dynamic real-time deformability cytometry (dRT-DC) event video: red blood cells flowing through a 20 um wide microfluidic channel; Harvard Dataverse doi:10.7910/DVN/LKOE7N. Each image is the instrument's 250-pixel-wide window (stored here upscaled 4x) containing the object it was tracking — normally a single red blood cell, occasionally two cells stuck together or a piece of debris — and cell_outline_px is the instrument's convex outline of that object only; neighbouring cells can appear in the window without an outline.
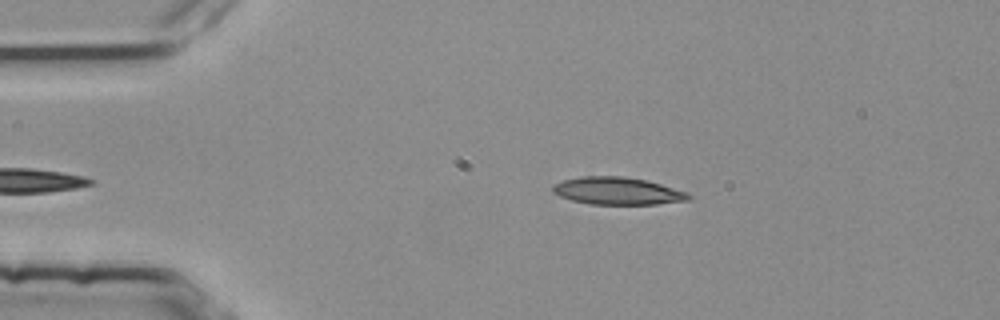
{"species": "common noctule bat (a hibernating species)", "species_latin": "Nyctalus noctula", "temperature_condition": "room temperature", "stored_images_in_passage": 4, "segment_of_instrument_passage": [1, 2], "camera_frame_rate_fps": 3000, "um_per_image_px": 0.085, "animal": {"sex": "female", "body_mass_g": 25.1}, "frame": {"image": 1, "passage_image": 2, "time_ms": 0.333, "image_size_px": [1000, 320], "cell_outline_px": [[692, 200], [656, 204], [592, 204], [572, 200], [560, 196], [552, 192], [552, 184], [564, 180], [580, 176], [624, 176], [648, 180], [688, 192], [692, 196]], "centroid_in_image_um": [52.52, 16.22], "position_along_channel_um": 32.5, "area_um2": 21.91}}